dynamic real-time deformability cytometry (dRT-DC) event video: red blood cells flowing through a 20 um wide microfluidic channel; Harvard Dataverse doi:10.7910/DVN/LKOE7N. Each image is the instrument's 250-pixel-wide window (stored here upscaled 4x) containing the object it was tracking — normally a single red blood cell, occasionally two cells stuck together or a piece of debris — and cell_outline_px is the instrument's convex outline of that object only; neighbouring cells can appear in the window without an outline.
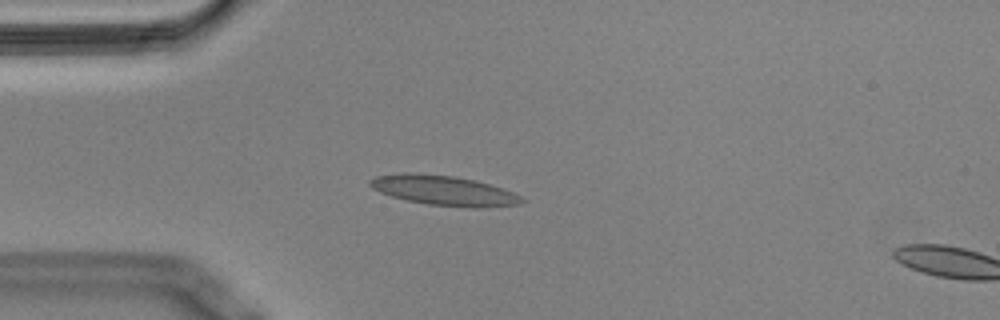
{"species": "Egyptian fruit bat (a non-hibernating species)", "species_latin": "Rousettus aegyptiacus", "temperature_condition": "cold", "stored_images_in_passage": 15, "camera_frame_rate_fps": 3000, "um_per_image_px": 0.085, "animal": {"sex": "male"}, "frame": {"image": 1, "passage_image": 13, "time_ms": 4.0, "image_size_px": [1000, 320], "cell_outline_px": [[528, 200], [520, 204], [480, 208], [472, 208], [428, 204], [408, 200], [392, 196], [380, 192], [372, 188], [368, 184], [368, 180], [376, 176], [404, 172], [416, 172], [452, 176], [476, 180], [504, 188]], "centroid_in_image_um": [37.74, 16.18], "position_along_channel_um": 47.3, "area_um2": 26.59}}